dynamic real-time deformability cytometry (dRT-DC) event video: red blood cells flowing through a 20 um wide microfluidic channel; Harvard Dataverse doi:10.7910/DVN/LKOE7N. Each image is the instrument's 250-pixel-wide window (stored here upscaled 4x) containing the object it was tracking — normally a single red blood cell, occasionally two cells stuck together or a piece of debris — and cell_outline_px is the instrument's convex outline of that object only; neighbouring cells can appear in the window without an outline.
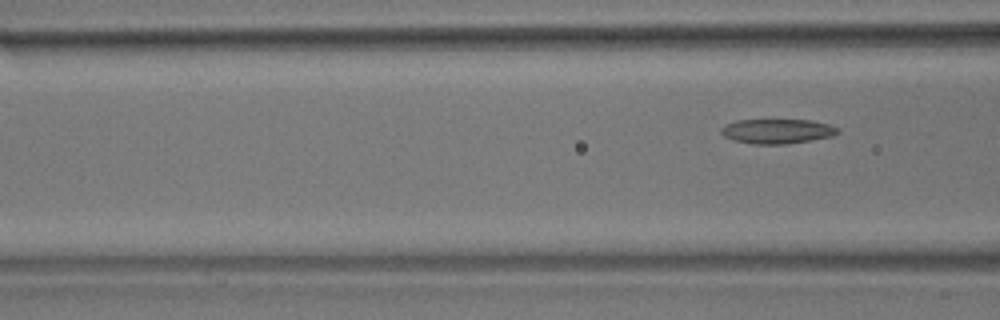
{"species": "common noctule bat (a hibernating species)", "species_latin": "Nyctalus noctula", "temperature_condition": "room temperature", "stored_images_in_passage": 4, "camera_frame_rate_fps": 3000, "um_per_image_px": 0.085, "animal": {"sex": "male", "body_mass_g": 17.9}, "frame": {"image": 1, "passage_image": 4, "time_ms": 4.333, "image_size_px": [1000, 320], "cell_outline_px": [[840, 132], [832, 136], [812, 140], [784, 144], [752, 144], [732, 140], [724, 136], [720, 132], [720, 128], [724, 124], [736, 120], [812, 120], [828, 124], [840, 128]], "centroid_in_image_um": [66.04, 11.15], "position_along_channel_um": 100.6, "area_um2": 16.94}}